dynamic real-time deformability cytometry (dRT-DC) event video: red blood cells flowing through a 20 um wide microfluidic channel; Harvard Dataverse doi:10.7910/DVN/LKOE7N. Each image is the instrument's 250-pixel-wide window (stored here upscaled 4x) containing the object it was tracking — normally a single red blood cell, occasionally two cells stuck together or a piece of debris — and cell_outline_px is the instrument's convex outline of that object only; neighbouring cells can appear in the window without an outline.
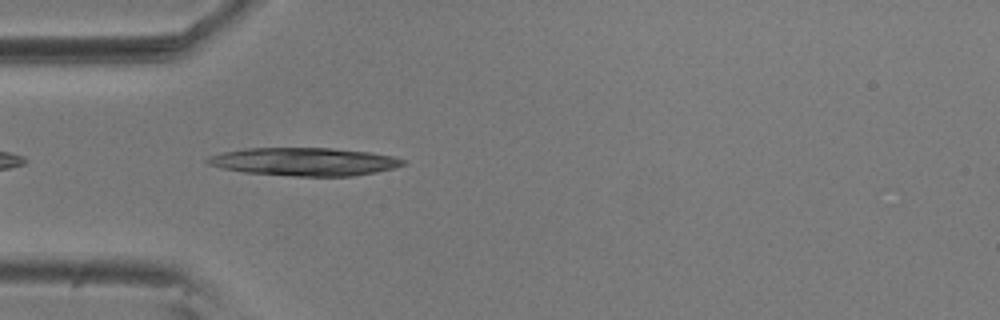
{"species": "common noctule bat (a hibernating species)", "species_latin": "Nyctalus noctula", "temperature_condition": "room temperature", "stored_images_in_passage": 42, "camera_frame_rate_fps": 3000, "um_per_image_px": 0.085, "animal": {"sex": "male", "body_mass_g": 20.5, "forearm_length_mm": 52.5}, "frame": {"image": 1, "passage_image": 3, "time_ms": 0.667, "image_size_px": [1000, 320], "cell_outline_px": [[404, 164], [392, 168], [376, 172], [352, 176], [292, 176], [244, 172], [220, 168], [208, 164], [204, 160], [208, 156], [224, 152], [244, 148], [332, 148], [368, 152], [392, 156], [404, 160]], "centroid_in_image_um": [25.8, 13.74], "position_along_channel_um": 59.2, "area_um2": 31.85}}
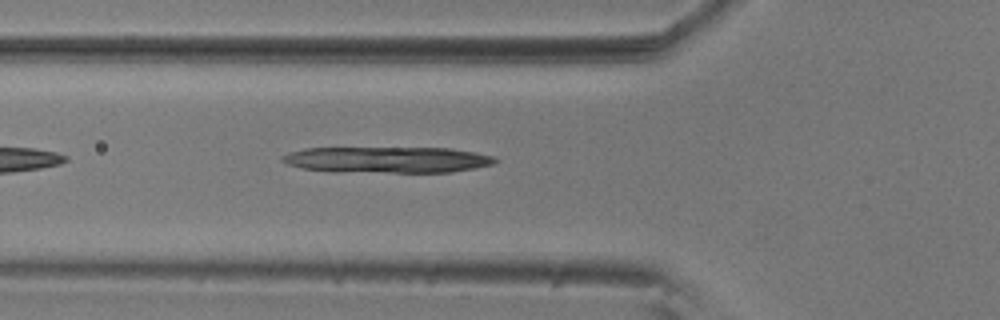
{"frame": {"image": 2, "passage_image": 6, "time_ms": 1.667, "image_size_px": [1000, 320], "cell_outline_px": [[500, 160], [492, 164], [476, 168], [452, 172], [332, 172], [304, 168], [288, 164], [280, 160], [280, 156], [288, 152], [304, 148], [452, 148], [476, 152], [492, 156]], "centroid_in_image_um": [32.91, 13.58], "position_along_channel_um": 92.9, "area_um2": 32.66}}
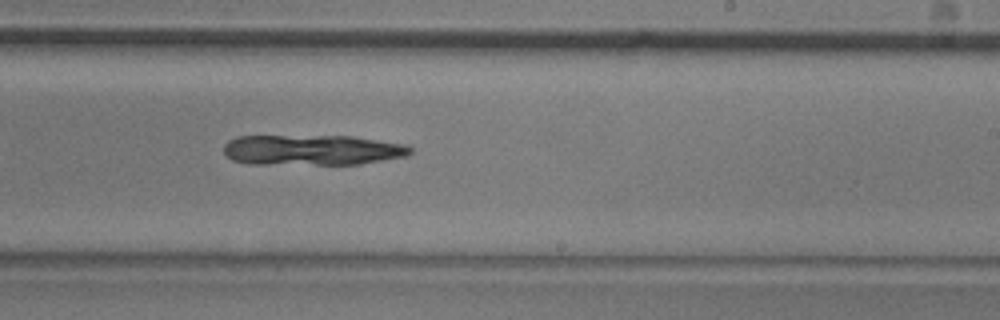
{"frame": {"image": 3, "passage_image": 20, "time_ms": 6.333, "image_size_px": [1000, 320], "cell_outline_px": [[412, 152], [404, 156], [360, 164], [248, 164], [232, 160], [224, 152], [224, 144], [228, 140], [236, 136], [352, 136], [408, 144], [412, 148]], "centroid_in_image_um": [26.52, 12.74], "position_along_channel_um": 262.5, "area_um2": 33.29}}